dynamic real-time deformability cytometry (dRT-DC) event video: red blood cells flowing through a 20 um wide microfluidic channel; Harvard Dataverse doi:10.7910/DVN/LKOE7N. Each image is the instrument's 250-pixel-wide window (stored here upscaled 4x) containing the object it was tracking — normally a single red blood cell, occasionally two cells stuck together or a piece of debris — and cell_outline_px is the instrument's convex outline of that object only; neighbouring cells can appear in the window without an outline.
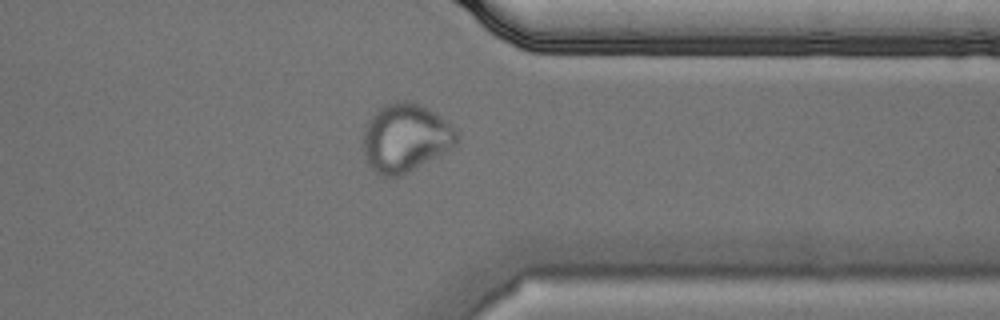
{"species": "Egyptian fruit bat (a non-hibernating species)", "species_latin": "Rousettus aegyptiacus", "temperature_condition": "cold", "stored_images_in_passage": 39, "camera_frame_rate_fps": 3000, "um_per_image_px": 0.085, "animal": {"sex": "male"}, "frame": {"image": 1, "passage_image": 28, "time_ms": 9.0, "image_size_px": [1000, 320], "cell_outline_px": [[460, 136], [456, 144], [452, 148], [408, 172], [400, 176], [380, 176], [368, 164], [364, 152], [364, 132], [372, 116], [384, 104], [400, 100], [408, 100], [428, 108], [440, 116], [456, 128]], "centroid_in_image_um": [34.5, 11.71], "position_along_channel_um": 376.9, "area_um2": 36.99}}